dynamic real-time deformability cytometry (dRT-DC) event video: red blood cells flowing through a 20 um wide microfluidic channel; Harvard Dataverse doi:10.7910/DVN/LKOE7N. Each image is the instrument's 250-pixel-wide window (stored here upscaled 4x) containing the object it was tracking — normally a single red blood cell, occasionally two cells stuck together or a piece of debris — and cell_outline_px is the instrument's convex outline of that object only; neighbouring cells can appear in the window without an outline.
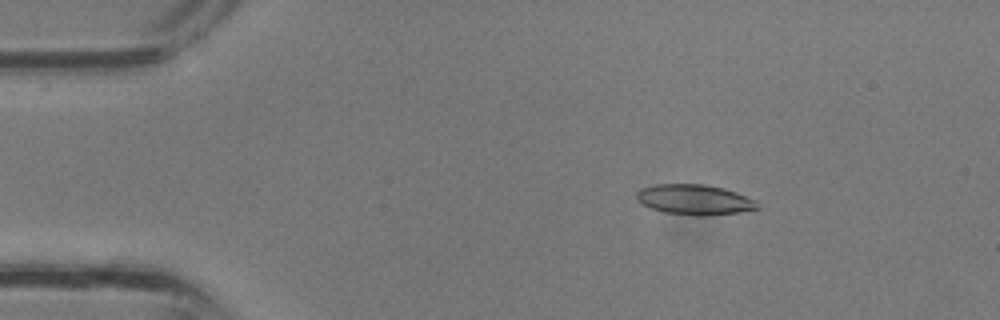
{"species": "common noctule bat (a hibernating species)", "species_latin": "Nyctalus noctula", "temperature_condition": "room temperature", "stored_images_in_passage": 34, "camera_frame_rate_fps": 3000, "um_per_image_px": 0.085, "animal": {"sex": "male", "body_mass_g": 13.3}, "frame": {"image": 1, "passage_image": 5, "time_ms": 1.333, "image_size_px": [1000, 320], "cell_outline_px": [[760, 208], [740, 212], [708, 216], [696, 216], [664, 212], [640, 204], [636, 200], [636, 192], [640, 188], [652, 184], [708, 184], [724, 188], [736, 192], [756, 200]], "centroid_in_image_um": [59.01, 16.96], "position_along_channel_um": 26.0, "area_um2": 21.68}}
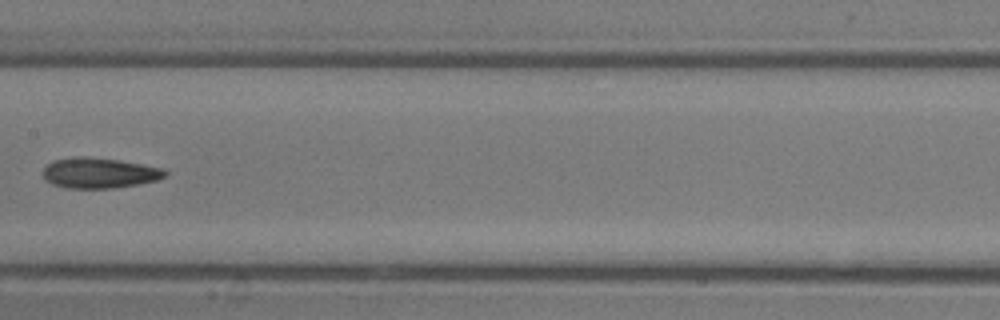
{"frame": {"image": 2, "passage_image": 17, "time_ms": 5.333, "image_size_px": [1000, 320], "cell_outline_px": [[168, 172], [164, 176], [156, 180], [136, 184], [112, 188], [68, 188], [52, 184], [44, 180], [44, 168], [48, 164], [56, 160], [80, 156], [84, 156], [120, 160], [164, 168]], "centroid_in_image_um": [8.44, 14.7], "position_along_channel_um": 199.0, "area_um2": 21.44}}
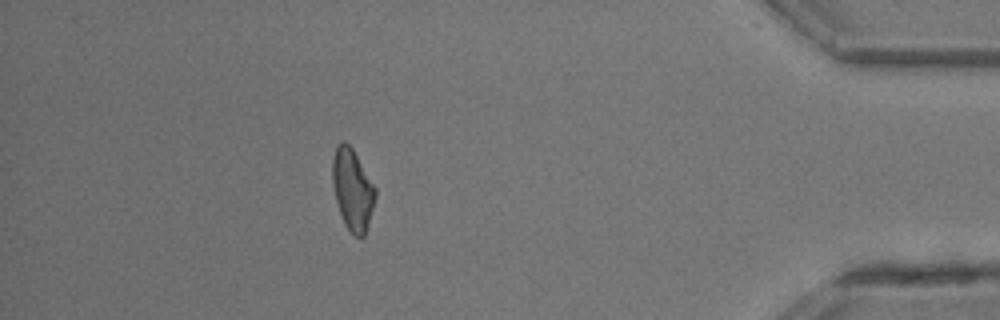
{"frame": {"image": 3, "passage_image": 30, "time_ms": 9.667, "image_size_px": [1000, 320], "cell_outline_px": [[376, 196], [364, 236], [356, 236], [344, 224], [336, 200], [332, 184], [332, 160], [336, 148], [344, 140], [352, 148], [376, 188]], "centroid_in_image_um": [29.95, 16.09], "position_along_channel_um": 405.2, "area_um2": 19.88}}